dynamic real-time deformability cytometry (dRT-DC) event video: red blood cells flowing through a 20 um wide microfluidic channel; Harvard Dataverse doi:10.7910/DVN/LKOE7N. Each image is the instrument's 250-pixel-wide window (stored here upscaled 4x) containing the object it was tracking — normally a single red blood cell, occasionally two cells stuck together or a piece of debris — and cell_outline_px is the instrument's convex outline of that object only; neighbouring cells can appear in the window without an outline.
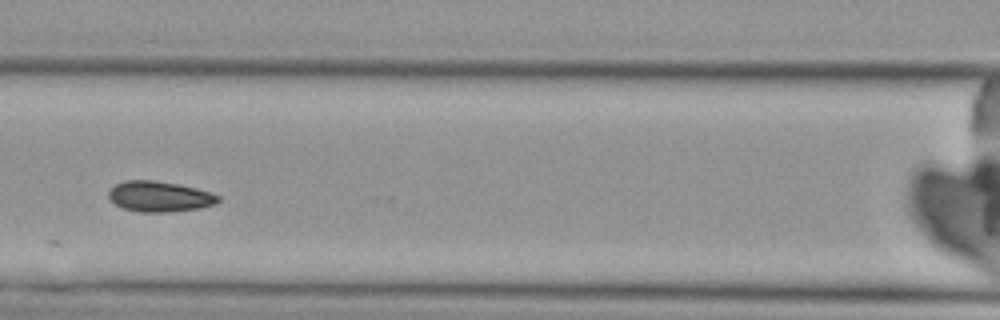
{"species": "Egyptian fruit bat (a non-hibernating species)", "species_latin": "Rousettus aegyptiacus", "temperature_condition": "cold", "stored_images_in_passage": 9, "camera_frame_rate_fps": 3000, "um_per_image_px": 0.085, "animal": {"sex": "female"}, "frame": {"image": 1, "passage_image": 4, "time_ms": 3.667, "image_size_px": [1000, 320], "cell_outline_px": [[220, 200], [216, 204], [200, 208], [168, 212], [140, 212], [124, 208], [116, 204], [108, 196], [108, 192], [116, 184], [124, 180], [152, 180], [176, 184], [196, 188], [212, 192], [220, 196]], "centroid_in_image_um": [13.59, 16.7], "position_along_channel_um": 153.0, "area_um2": 19.42}}
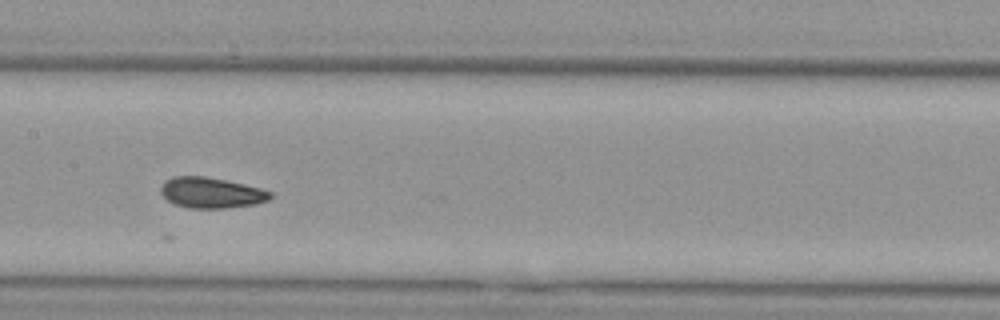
{"frame": {"image": 2, "passage_image": 5, "time_ms": 4.667, "image_size_px": [1000, 320], "cell_outline_px": [[272, 196], [268, 200], [256, 204], [228, 208], [188, 208], [176, 204], [168, 200], [160, 192], [160, 188], [164, 180], [172, 176], [204, 176], [244, 184], [260, 188], [272, 192]], "centroid_in_image_um": [17.94, 16.38], "position_along_channel_um": 189.5, "area_um2": 19.59}}